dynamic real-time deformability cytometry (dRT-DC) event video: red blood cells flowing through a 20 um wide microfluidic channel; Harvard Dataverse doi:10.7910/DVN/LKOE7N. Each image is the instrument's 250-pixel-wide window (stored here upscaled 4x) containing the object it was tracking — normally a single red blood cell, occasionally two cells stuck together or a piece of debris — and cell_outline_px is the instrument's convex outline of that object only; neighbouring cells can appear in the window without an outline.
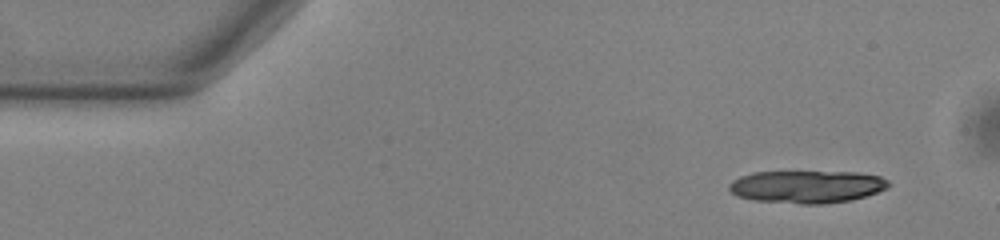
{"species": "common noctule bat (a hibernating species)", "species_latin": "Nyctalus noctula", "temperature_condition": "warm", "stored_images_in_passage": 50, "segment_of_instrument_passage": [1, 2], "camera_frame_rate_fps": 3000, "um_per_image_px": 0.085, "animal": {"sex": "male", "body_mass_g": 13.0, "forearm_length_mm": 53.1}, "frame": {"image": 1, "passage_image": 1, "time_ms": 0.0, "image_size_px": [1000, 240], "cell_outline_px": [[892, 184], [888, 188], [852, 200], [824, 204], [800, 204], [752, 200], [736, 196], [728, 188], [728, 184], [732, 180], [740, 176], [752, 172], [860, 172], [880, 176], [888, 180]], "centroid_in_image_um": [68.58, 15.87], "position_along_channel_um": 16.4, "area_um2": 30.58}}